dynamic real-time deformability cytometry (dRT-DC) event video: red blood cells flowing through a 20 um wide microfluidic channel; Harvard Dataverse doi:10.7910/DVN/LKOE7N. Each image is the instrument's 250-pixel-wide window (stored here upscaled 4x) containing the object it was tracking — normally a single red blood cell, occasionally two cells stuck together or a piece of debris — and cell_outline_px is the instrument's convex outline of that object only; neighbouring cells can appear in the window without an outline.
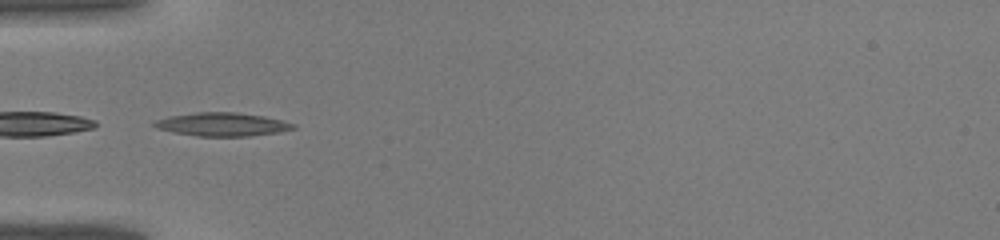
{"species": "common noctule bat (a hibernating species)", "species_latin": "Nyctalus noctula", "temperature_condition": "warm", "stored_images_in_passage": 29, "camera_frame_rate_fps": 3000, "um_per_image_px": 0.085, "animal": {"sex": "male", "body_mass_g": 19.0, "forearm_length_mm": 50.8}, "frame": {"image": 1, "passage_image": 1, "time_ms": 0.0, "image_size_px": [1000, 240], "cell_outline_px": [[296, 128], [280, 132], [248, 136], [196, 136], [172, 132], [156, 128], [152, 124], [156, 120], [168, 116], [196, 112], [232, 112], [264, 116], [284, 120], [296, 124]], "centroid_in_image_um": [18.9, 10.57], "position_along_channel_um": 66.1, "area_um2": 19.07}}
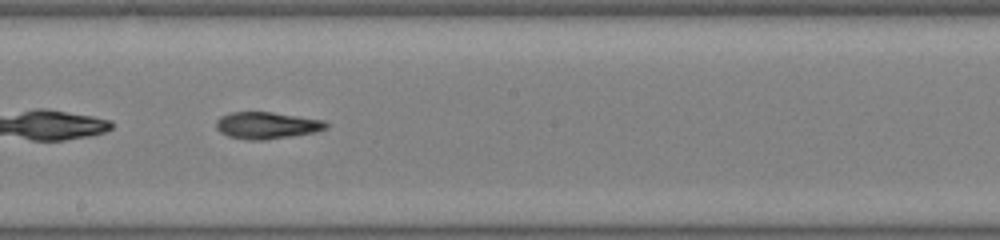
{"frame": {"image": 2, "passage_image": 11, "time_ms": 3.333, "image_size_px": [1000, 240], "cell_outline_px": [[328, 128], [316, 132], [264, 140], [248, 140], [228, 136], [220, 132], [216, 128], [216, 120], [220, 116], [232, 112], [272, 112], [324, 120], [328, 124]], "centroid_in_image_um": [22.67, 10.66], "position_along_channel_um": 225.5, "area_um2": 17.22}}
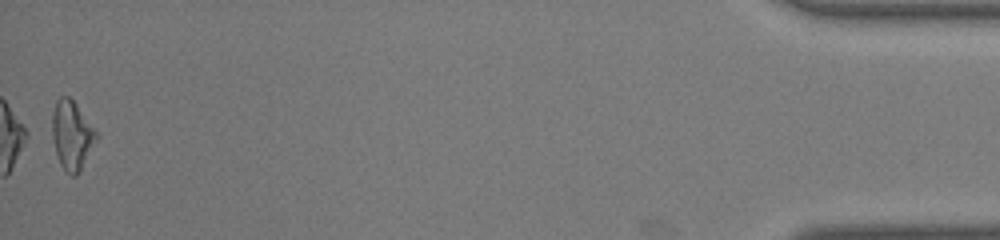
{"frame": {"image": 3, "passage_image": 29, "time_ms": 9.333, "image_size_px": [1000, 240], "cell_outline_px": [[96, 140], [80, 172], [76, 176], [72, 176], [60, 164], [56, 152], [52, 136], [52, 112], [56, 100], [60, 96], [68, 96], [76, 104], [96, 132]], "centroid_in_image_um": [6.08, 11.49], "position_along_channel_um": 429.1, "area_um2": 17.34}}